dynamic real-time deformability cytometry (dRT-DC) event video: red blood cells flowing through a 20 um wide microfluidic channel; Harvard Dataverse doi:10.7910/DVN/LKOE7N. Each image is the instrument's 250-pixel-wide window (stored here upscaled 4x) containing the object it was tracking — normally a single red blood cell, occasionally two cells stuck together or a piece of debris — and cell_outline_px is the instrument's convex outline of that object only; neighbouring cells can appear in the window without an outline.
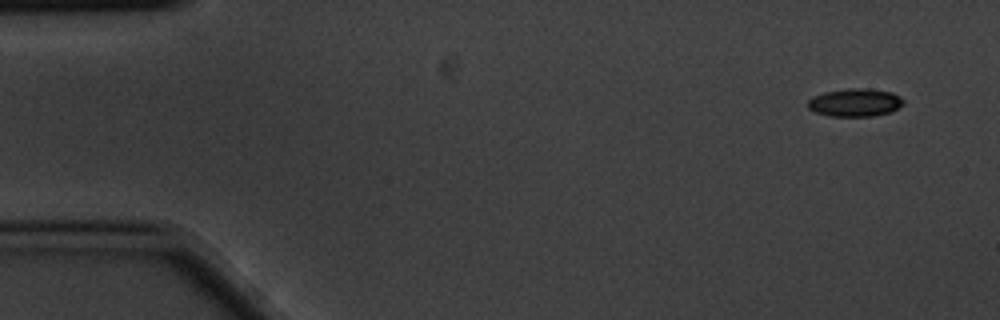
{"species": "common noctule bat (a hibernating species)", "species_latin": "Nyctalus noctula", "temperature_condition": "cold", "stored_images_in_passage": 5, "camera_frame_rate_fps": 3000, "um_per_image_px": 0.085, "animal": {"sex": "male", "body_mass_g": 20.1, "forearm_length_mm": 53.5}, "frame": {"image": 1, "passage_image": 1, "time_ms": 0.0, "image_size_px": [1000, 320], "cell_outline_px": [[904, 104], [892, 112], [872, 116], [828, 116], [816, 112], [808, 108], [808, 100], [812, 96], [824, 92], [848, 88], [868, 88], [892, 92], [900, 96], [904, 100]], "centroid_in_image_um": [72.7, 8.71], "position_along_channel_um": 12.3, "area_um2": 15.78}}
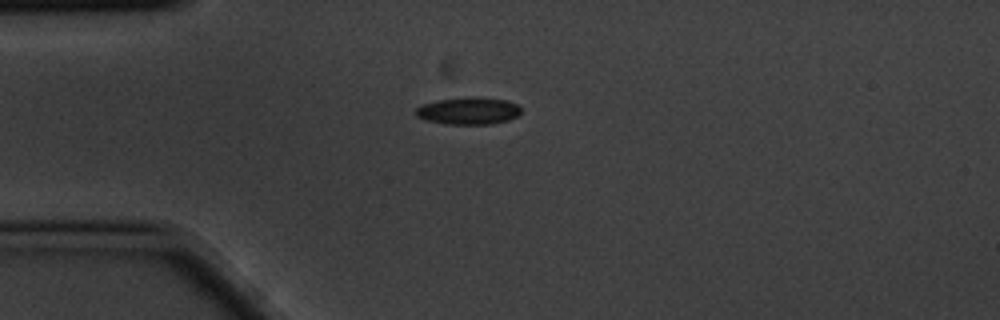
{"frame": {"image": 2, "passage_image": 4, "time_ms": 1.0, "image_size_px": [1000, 320], "cell_outline_px": [[520, 112], [516, 116], [508, 120], [492, 124], [444, 124], [428, 120], [416, 116], [416, 108], [424, 104], [436, 100], [508, 100], [516, 104], [520, 108]], "centroid_in_image_um": [39.8, 9.48], "position_along_channel_um": 45.2, "area_um2": 15.61}}